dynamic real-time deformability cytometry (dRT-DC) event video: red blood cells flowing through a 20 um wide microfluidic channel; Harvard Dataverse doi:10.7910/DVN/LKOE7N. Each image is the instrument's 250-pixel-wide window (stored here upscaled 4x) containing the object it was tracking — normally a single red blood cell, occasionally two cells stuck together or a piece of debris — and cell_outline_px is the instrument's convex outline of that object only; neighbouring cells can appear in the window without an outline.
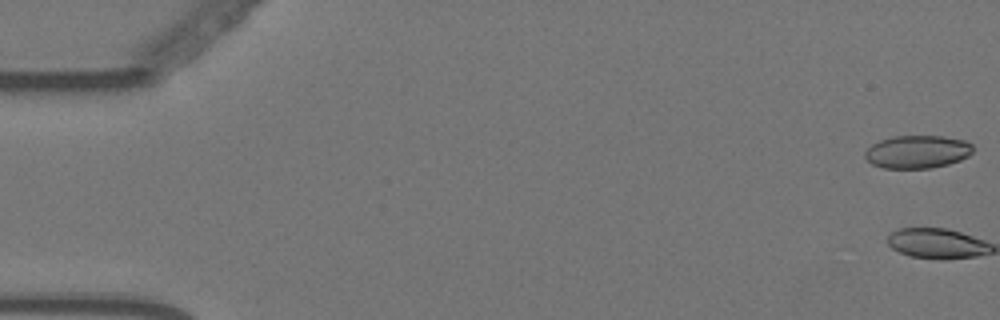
{"species": "Egyptian fruit bat (a non-hibernating species)", "species_latin": "Rousettus aegyptiacus", "temperature_condition": "warm", "stored_images_in_passage": 18, "camera_frame_rate_fps": 3000, "um_per_image_px": 0.085, "animal": {"sex": "female"}, "frame": {"image": 1, "passage_image": 1, "time_ms": 0.0, "image_size_px": [1000, 320], "cell_outline_px": [[972, 152], [968, 156], [960, 160], [948, 164], [932, 168], [884, 168], [872, 164], [864, 156], [864, 152], [872, 144], [880, 140], [892, 136], [944, 136], [964, 140], [972, 144]], "centroid_in_image_um": [77.97, 12.9], "position_along_channel_um": 7.0, "area_um2": 20.75}}